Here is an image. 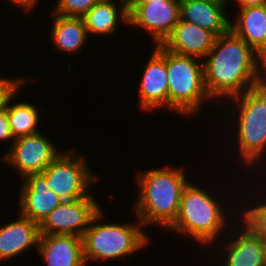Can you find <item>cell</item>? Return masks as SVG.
Masks as SVG:
<instances>
[{
	"label": "cell",
	"instance_id": "1",
	"mask_svg": "<svg viewBox=\"0 0 266 266\" xmlns=\"http://www.w3.org/2000/svg\"><path fill=\"white\" fill-rule=\"evenodd\" d=\"M199 181L191 178V181L185 186L181 195L177 218L165 232L173 233L171 234L173 237L178 235L177 238H179L180 235L181 238L184 237L182 239H191L192 245L196 244L197 246L195 250L202 249L201 252L203 251L204 256L202 255L201 257H206V248H208V251L214 244L219 242L228 233L230 226L241 216V199H239L241 196L227 182L223 183L224 187H226L223 189L218 181V186L215 190V188H212L214 186L206 185L209 182H203L205 187L201 183L202 181ZM227 187H230L229 189L231 190L233 189L232 193ZM213 190L216 192H213ZM234 191L235 193L233 194ZM217 192H221L222 196ZM228 197L230 198L228 199Z\"/></svg>",
	"mask_w": 266,
	"mask_h": 266
},
{
	"label": "cell",
	"instance_id": "2",
	"mask_svg": "<svg viewBox=\"0 0 266 266\" xmlns=\"http://www.w3.org/2000/svg\"><path fill=\"white\" fill-rule=\"evenodd\" d=\"M219 107L220 108H215L217 112H222L225 110L223 112V114L225 115L215 114V117H220H217L219 119L217 120L216 124L214 122L213 127L218 123L221 125L217 126H224L223 129L225 130L221 134H219L220 130L217 126L212 130H216L217 128L219 137L223 134L222 137H220L222 138L220 140L221 142L227 143V140L228 142L230 141L223 148L225 149L226 147V150H229L228 152L230 156L235 152L234 155L237 158V164H239V161L240 166L243 165L241 167L238 166L240 168V172L242 171L243 173H246L245 171H247V173H249V175L247 173H241L242 175L249 178L253 177V175L254 177L262 175L263 172H266V81L254 88L248 89L241 95L236 96L228 100L227 102H224V104ZM223 120H225V122ZM230 145H232L233 147H231ZM245 168L247 169L245 170ZM251 170L256 174L252 173Z\"/></svg>",
	"mask_w": 266,
	"mask_h": 266
},
{
	"label": "cell",
	"instance_id": "3",
	"mask_svg": "<svg viewBox=\"0 0 266 266\" xmlns=\"http://www.w3.org/2000/svg\"><path fill=\"white\" fill-rule=\"evenodd\" d=\"M202 61L206 89L218 106L265 81V60L231 29L215 38Z\"/></svg>",
	"mask_w": 266,
	"mask_h": 266
},
{
	"label": "cell",
	"instance_id": "4",
	"mask_svg": "<svg viewBox=\"0 0 266 266\" xmlns=\"http://www.w3.org/2000/svg\"><path fill=\"white\" fill-rule=\"evenodd\" d=\"M162 166L137 170L133 178L138 189L137 199L130 211L146 230L158 227V230L165 232L177 218L182 192L191 179L187 165L178 167L177 164L173 166L168 163Z\"/></svg>",
	"mask_w": 266,
	"mask_h": 266
},
{
	"label": "cell",
	"instance_id": "5",
	"mask_svg": "<svg viewBox=\"0 0 266 266\" xmlns=\"http://www.w3.org/2000/svg\"><path fill=\"white\" fill-rule=\"evenodd\" d=\"M105 211L104 206L101 207L91 219L82 237L87 265L89 262L103 264L114 260L116 262L117 259L124 257H133L137 252L146 251V248L151 246L152 236L144 231L146 229L138 218H133L135 221L132 222L113 223L111 220L107 223L104 222Z\"/></svg>",
	"mask_w": 266,
	"mask_h": 266
},
{
	"label": "cell",
	"instance_id": "6",
	"mask_svg": "<svg viewBox=\"0 0 266 266\" xmlns=\"http://www.w3.org/2000/svg\"><path fill=\"white\" fill-rule=\"evenodd\" d=\"M166 70L169 113L196 119L200 112L204 116V105L219 107L212 104L215 102L206 89L202 60L166 50Z\"/></svg>",
	"mask_w": 266,
	"mask_h": 266
},
{
	"label": "cell",
	"instance_id": "7",
	"mask_svg": "<svg viewBox=\"0 0 266 266\" xmlns=\"http://www.w3.org/2000/svg\"><path fill=\"white\" fill-rule=\"evenodd\" d=\"M77 148L65 149L40 174L46 186L53 190L63 202L82 199L88 196L93 186L102 178L95 174L88 163L86 154L78 153ZM85 155V156H84ZM94 184V185H93Z\"/></svg>",
	"mask_w": 266,
	"mask_h": 266
},
{
	"label": "cell",
	"instance_id": "8",
	"mask_svg": "<svg viewBox=\"0 0 266 266\" xmlns=\"http://www.w3.org/2000/svg\"><path fill=\"white\" fill-rule=\"evenodd\" d=\"M206 253L210 254H207L206 258L209 257L207 262L213 261L211 263L213 265L207 263L209 266H264L266 264L264 237L241 216L230 226L227 235Z\"/></svg>",
	"mask_w": 266,
	"mask_h": 266
},
{
	"label": "cell",
	"instance_id": "9",
	"mask_svg": "<svg viewBox=\"0 0 266 266\" xmlns=\"http://www.w3.org/2000/svg\"><path fill=\"white\" fill-rule=\"evenodd\" d=\"M41 131L39 133L17 138L10 148L1 155L2 162L18 173L22 180L30 174L43 172L46 167L63 151ZM20 177V178H19Z\"/></svg>",
	"mask_w": 266,
	"mask_h": 266
},
{
	"label": "cell",
	"instance_id": "10",
	"mask_svg": "<svg viewBox=\"0 0 266 266\" xmlns=\"http://www.w3.org/2000/svg\"><path fill=\"white\" fill-rule=\"evenodd\" d=\"M129 24L149 37L155 45L162 44L180 19V0H149L128 2Z\"/></svg>",
	"mask_w": 266,
	"mask_h": 266
},
{
	"label": "cell",
	"instance_id": "11",
	"mask_svg": "<svg viewBox=\"0 0 266 266\" xmlns=\"http://www.w3.org/2000/svg\"><path fill=\"white\" fill-rule=\"evenodd\" d=\"M93 192L82 199L62 202L39 224L40 234L83 237L91 219L101 209Z\"/></svg>",
	"mask_w": 266,
	"mask_h": 266
},
{
	"label": "cell",
	"instance_id": "12",
	"mask_svg": "<svg viewBox=\"0 0 266 266\" xmlns=\"http://www.w3.org/2000/svg\"><path fill=\"white\" fill-rule=\"evenodd\" d=\"M149 56L143 71H140L142 76L137 87L138 106L142 112L156 113L162 109L167 110L168 113L166 49L161 44L154 45L152 54Z\"/></svg>",
	"mask_w": 266,
	"mask_h": 266
},
{
	"label": "cell",
	"instance_id": "13",
	"mask_svg": "<svg viewBox=\"0 0 266 266\" xmlns=\"http://www.w3.org/2000/svg\"><path fill=\"white\" fill-rule=\"evenodd\" d=\"M18 185L17 210L21 216L40 224L44 218L63 201L46 186L40 174L25 176Z\"/></svg>",
	"mask_w": 266,
	"mask_h": 266
},
{
	"label": "cell",
	"instance_id": "14",
	"mask_svg": "<svg viewBox=\"0 0 266 266\" xmlns=\"http://www.w3.org/2000/svg\"><path fill=\"white\" fill-rule=\"evenodd\" d=\"M16 218L0 226V264L13 261L34 248L37 251L39 224L19 213Z\"/></svg>",
	"mask_w": 266,
	"mask_h": 266
},
{
	"label": "cell",
	"instance_id": "15",
	"mask_svg": "<svg viewBox=\"0 0 266 266\" xmlns=\"http://www.w3.org/2000/svg\"><path fill=\"white\" fill-rule=\"evenodd\" d=\"M228 1L180 0V19L209 30L216 37L230 29Z\"/></svg>",
	"mask_w": 266,
	"mask_h": 266
},
{
	"label": "cell",
	"instance_id": "16",
	"mask_svg": "<svg viewBox=\"0 0 266 266\" xmlns=\"http://www.w3.org/2000/svg\"><path fill=\"white\" fill-rule=\"evenodd\" d=\"M215 38L216 36L209 30L179 19L171 34L161 45L172 53L203 60L213 47Z\"/></svg>",
	"mask_w": 266,
	"mask_h": 266
},
{
	"label": "cell",
	"instance_id": "17",
	"mask_svg": "<svg viewBox=\"0 0 266 266\" xmlns=\"http://www.w3.org/2000/svg\"><path fill=\"white\" fill-rule=\"evenodd\" d=\"M36 252L46 266H87L79 236L40 234Z\"/></svg>",
	"mask_w": 266,
	"mask_h": 266
},
{
	"label": "cell",
	"instance_id": "18",
	"mask_svg": "<svg viewBox=\"0 0 266 266\" xmlns=\"http://www.w3.org/2000/svg\"><path fill=\"white\" fill-rule=\"evenodd\" d=\"M89 38L93 36L113 37L119 27L129 24L128 2L125 0H100L82 17Z\"/></svg>",
	"mask_w": 266,
	"mask_h": 266
},
{
	"label": "cell",
	"instance_id": "19",
	"mask_svg": "<svg viewBox=\"0 0 266 266\" xmlns=\"http://www.w3.org/2000/svg\"><path fill=\"white\" fill-rule=\"evenodd\" d=\"M229 14L230 29L266 60V5L231 8Z\"/></svg>",
	"mask_w": 266,
	"mask_h": 266
},
{
	"label": "cell",
	"instance_id": "20",
	"mask_svg": "<svg viewBox=\"0 0 266 266\" xmlns=\"http://www.w3.org/2000/svg\"><path fill=\"white\" fill-rule=\"evenodd\" d=\"M48 15L52 18L50 22L53 21L48 37L52 47H55L56 54L58 52L74 56L89 44L87 42L90 38L82 17L62 16L53 12Z\"/></svg>",
	"mask_w": 266,
	"mask_h": 266
},
{
	"label": "cell",
	"instance_id": "21",
	"mask_svg": "<svg viewBox=\"0 0 266 266\" xmlns=\"http://www.w3.org/2000/svg\"><path fill=\"white\" fill-rule=\"evenodd\" d=\"M244 179L245 180L248 179V180L245 181ZM249 180L250 181L252 180L251 181L252 183ZM242 181H244L245 184ZM253 181H254V183H253ZM242 183L244 185H246L248 183L247 185L249 187L247 185L245 187ZM241 184L238 186V188H240V189H238L239 190L238 194H241L240 196H242L240 199L243 198L242 201H240L241 202L240 203V206H241L240 207L241 208V211H240L241 214L240 215L260 235H262L263 237H266V184L262 180H259V177L255 178L253 176L252 178L250 177V179H249V177L244 178V175L241 178ZM243 186H244V189L246 188L245 190L243 189ZM250 189H251V191H250Z\"/></svg>",
	"mask_w": 266,
	"mask_h": 266
},
{
	"label": "cell",
	"instance_id": "22",
	"mask_svg": "<svg viewBox=\"0 0 266 266\" xmlns=\"http://www.w3.org/2000/svg\"><path fill=\"white\" fill-rule=\"evenodd\" d=\"M32 78L33 76L9 99L6 106L7 117L14 139L33 135L41 131V129H38L39 124H41L40 112H44L45 108L38 109L33 102L29 103L23 100L18 102L16 98L21 96L20 92H23L22 89L25 90L23 87L30 84Z\"/></svg>",
	"mask_w": 266,
	"mask_h": 266
},
{
	"label": "cell",
	"instance_id": "23",
	"mask_svg": "<svg viewBox=\"0 0 266 266\" xmlns=\"http://www.w3.org/2000/svg\"><path fill=\"white\" fill-rule=\"evenodd\" d=\"M100 0H57L54 6L47 9L62 16L83 17L88 10Z\"/></svg>",
	"mask_w": 266,
	"mask_h": 266
},
{
	"label": "cell",
	"instance_id": "24",
	"mask_svg": "<svg viewBox=\"0 0 266 266\" xmlns=\"http://www.w3.org/2000/svg\"><path fill=\"white\" fill-rule=\"evenodd\" d=\"M30 79L29 77L0 76V111L7 106L9 99Z\"/></svg>",
	"mask_w": 266,
	"mask_h": 266
},
{
	"label": "cell",
	"instance_id": "25",
	"mask_svg": "<svg viewBox=\"0 0 266 266\" xmlns=\"http://www.w3.org/2000/svg\"><path fill=\"white\" fill-rule=\"evenodd\" d=\"M14 137L12 135L8 117H7V111L6 107L0 111V142H7L9 148L12 145L14 141ZM10 144V145H9Z\"/></svg>",
	"mask_w": 266,
	"mask_h": 266
},
{
	"label": "cell",
	"instance_id": "26",
	"mask_svg": "<svg viewBox=\"0 0 266 266\" xmlns=\"http://www.w3.org/2000/svg\"><path fill=\"white\" fill-rule=\"evenodd\" d=\"M7 2L16 6L17 10L18 8L19 10L21 9L22 14L24 12L29 15L30 12L33 13V10L37 8L38 4L40 5L39 2H41V0H7Z\"/></svg>",
	"mask_w": 266,
	"mask_h": 266
},
{
	"label": "cell",
	"instance_id": "27",
	"mask_svg": "<svg viewBox=\"0 0 266 266\" xmlns=\"http://www.w3.org/2000/svg\"><path fill=\"white\" fill-rule=\"evenodd\" d=\"M227 1L228 3L231 2V5L229 4V8H231L230 6H233L234 8L235 6L236 8H246V7L266 5V0H227Z\"/></svg>",
	"mask_w": 266,
	"mask_h": 266
},
{
	"label": "cell",
	"instance_id": "28",
	"mask_svg": "<svg viewBox=\"0 0 266 266\" xmlns=\"http://www.w3.org/2000/svg\"><path fill=\"white\" fill-rule=\"evenodd\" d=\"M260 180H262L266 184V172H263V175L258 176Z\"/></svg>",
	"mask_w": 266,
	"mask_h": 266
},
{
	"label": "cell",
	"instance_id": "29",
	"mask_svg": "<svg viewBox=\"0 0 266 266\" xmlns=\"http://www.w3.org/2000/svg\"><path fill=\"white\" fill-rule=\"evenodd\" d=\"M264 255H265V263H266V237H264Z\"/></svg>",
	"mask_w": 266,
	"mask_h": 266
},
{
	"label": "cell",
	"instance_id": "30",
	"mask_svg": "<svg viewBox=\"0 0 266 266\" xmlns=\"http://www.w3.org/2000/svg\"><path fill=\"white\" fill-rule=\"evenodd\" d=\"M129 2H149V0H130Z\"/></svg>",
	"mask_w": 266,
	"mask_h": 266
},
{
	"label": "cell",
	"instance_id": "31",
	"mask_svg": "<svg viewBox=\"0 0 266 266\" xmlns=\"http://www.w3.org/2000/svg\"><path fill=\"white\" fill-rule=\"evenodd\" d=\"M206 1L214 2V1H227V0H206Z\"/></svg>",
	"mask_w": 266,
	"mask_h": 266
},
{
	"label": "cell",
	"instance_id": "32",
	"mask_svg": "<svg viewBox=\"0 0 266 266\" xmlns=\"http://www.w3.org/2000/svg\"><path fill=\"white\" fill-rule=\"evenodd\" d=\"M265 81H266V60H265Z\"/></svg>",
	"mask_w": 266,
	"mask_h": 266
}]
</instances>
